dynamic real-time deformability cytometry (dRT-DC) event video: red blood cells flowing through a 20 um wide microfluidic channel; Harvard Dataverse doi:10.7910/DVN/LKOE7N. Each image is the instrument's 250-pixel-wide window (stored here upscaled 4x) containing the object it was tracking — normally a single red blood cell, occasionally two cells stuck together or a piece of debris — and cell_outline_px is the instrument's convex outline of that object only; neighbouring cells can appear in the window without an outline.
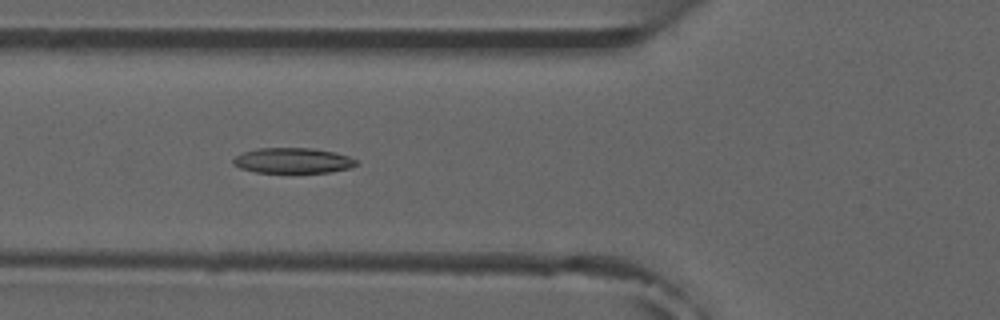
{"species": "common noctule bat (a hibernating species)", "species_latin": "Nyctalus noctula", "temperature_condition": "room temperature", "stored_images_in_passage": 5, "camera_frame_rate_fps": 3000, "um_per_image_px": 0.085, "animal": {"sex": "male", "forearm_length_mm": 52.5}, "frame": {"image": 1, "passage_image": 4, "time_ms": 4.333, "image_size_px": [1000, 320], "cell_outline_px": [[360, 164], [348, 168], [328, 172], [256, 172], [240, 168], [232, 164], [232, 160], [236, 156], [244, 152], [256, 148], [312, 148], [332, 152], [348, 156], [356, 160]], "centroid_in_image_um": [24.87, 13.64], "position_along_channel_um": 100.9, "area_um2": 18.03}}
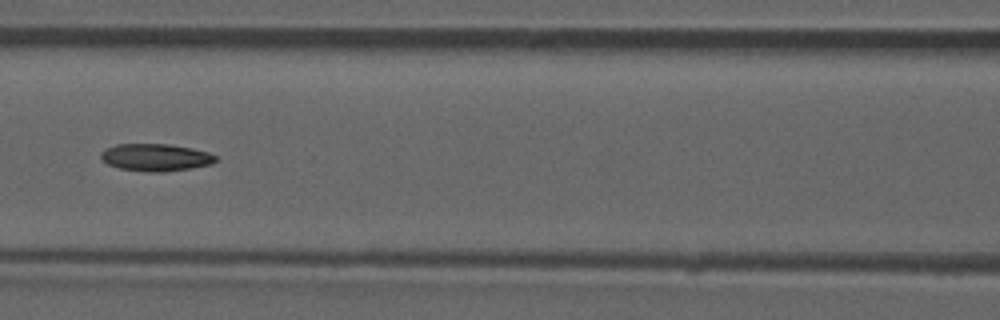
{"frame": {"image": 2, "passage_image": 5, "time_ms": 5.667, "image_size_px": [1000, 320], "cell_outline_px": [[216, 160], [212, 164], [192, 168], [164, 172], [148, 172], [120, 168], [108, 164], [100, 156], [100, 152], [116, 144], [168, 144], [192, 148], [208, 152], [216, 156]], "centroid_in_image_um": [13.25, 13.38], "position_along_channel_um": 153.3, "area_um2": 18.21}}